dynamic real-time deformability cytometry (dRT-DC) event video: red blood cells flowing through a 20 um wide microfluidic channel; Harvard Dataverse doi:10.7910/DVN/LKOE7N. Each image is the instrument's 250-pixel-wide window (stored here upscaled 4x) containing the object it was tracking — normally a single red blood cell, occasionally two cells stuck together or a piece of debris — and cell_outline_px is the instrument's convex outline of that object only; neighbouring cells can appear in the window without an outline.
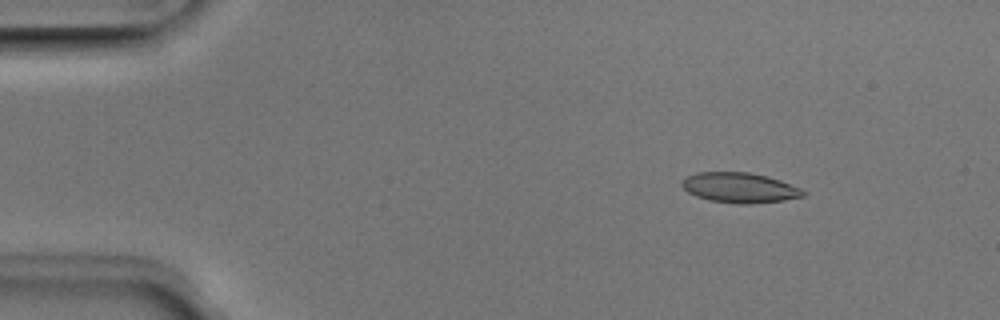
{"species": "Egyptian fruit bat (a non-hibernating species)", "species_latin": "Rousettus aegyptiacus", "temperature_condition": "room temperature", "stored_images_in_passage": 12, "camera_frame_rate_fps": 3000, "um_per_image_px": 0.085, "animal": {"sex": "male"}, "frame": {"image": 1, "passage_image": 6, "time_ms": 1.667, "image_size_px": [1000, 320], "cell_outline_px": [[804, 196], [784, 200], [748, 204], [740, 204], [708, 200], [696, 196], [688, 192], [680, 184], [680, 180], [684, 176], [696, 172], [748, 172], [768, 176], [780, 180], [800, 188], [804, 192]], "centroid_in_image_um": [62.81, 15.94], "position_along_channel_um": 22.2, "area_um2": 21.39}}